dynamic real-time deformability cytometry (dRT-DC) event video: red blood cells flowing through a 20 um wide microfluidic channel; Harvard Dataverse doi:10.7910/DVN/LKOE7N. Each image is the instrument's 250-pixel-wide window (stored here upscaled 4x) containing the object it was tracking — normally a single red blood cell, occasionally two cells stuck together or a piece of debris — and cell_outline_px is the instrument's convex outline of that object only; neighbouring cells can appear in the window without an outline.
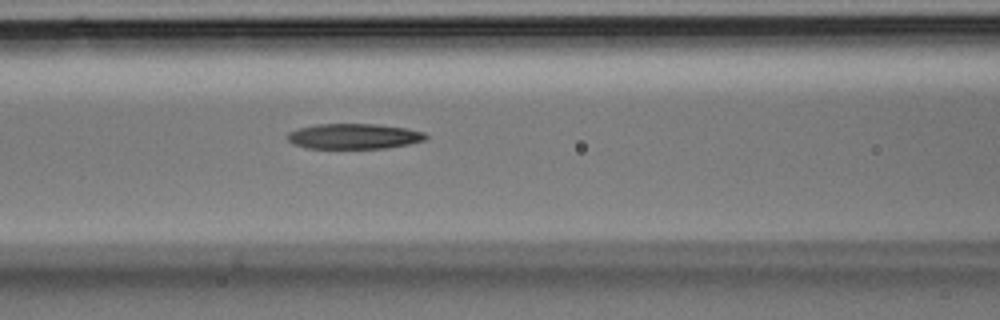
{"species": "Egyptian fruit bat (a non-hibernating species)", "species_latin": "Rousettus aegyptiacus", "temperature_condition": "room temperature", "stored_images_in_passage": 36, "camera_frame_rate_fps": 3000, "um_per_image_px": 0.085, "animal": {"sex": "male"}, "frame": {"image": 1, "passage_image": 15, "time_ms": 4.667, "image_size_px": [1000, 320], "cell_outline_px": [[428, 136], [424, 140], [408, 144], [384, 148], [308, 148], [292, 144], [288, 140], [288, 132], [300, 128], [316, 124], [376, 124], [408, 128], [424, 132]], "centroid_in_image_um": [30.09, 11.58], "position_along_channel_um": 136.5, "area_um2": 20.35}}
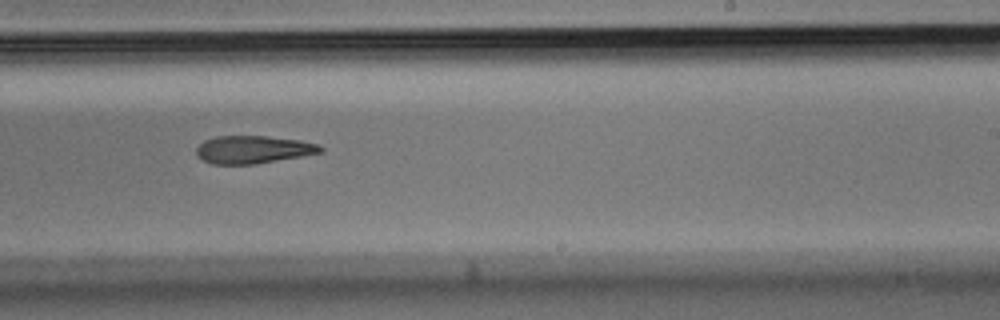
{"frame": {"image": 2, "passage_image": 22, "time_ms": 7.0, "image_size_px": [1000, 320], "cell_outline_px": [[324, 152], [256, 164], [212, 164], [196, 156], [196, 148], [204, 140], [216, 136], [264, 136], [300, 140], [320, 144], [324, 148]], "centroid_in_image_um": [21.53, 12.71], "position_along_channel_um": 267.5, "area_um2": 20.17}}
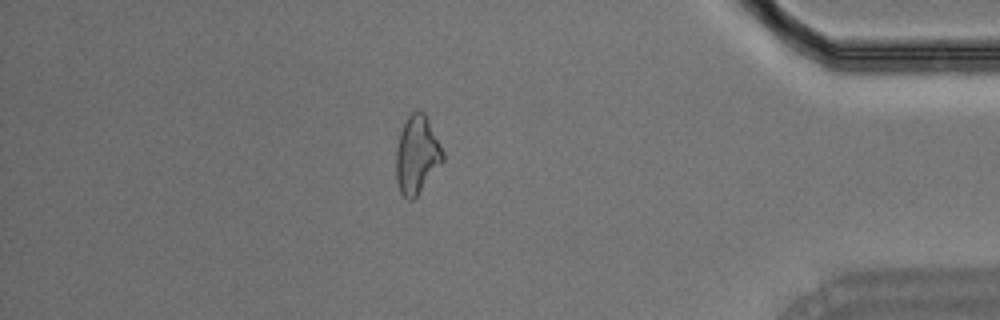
{"frame": {"image": 3, "passage_image": 31, "time_ms": 10.0, "image_size_px": [1000, 320], "cell_outline_px": [[444, 160], [416, 196], [412, 200], [408, 200], [400, 192], [396, 180], [396, 148], [400, 132], [408, 116], [416, 108], [424, 112], [444, 152]], "centroid_in_image_um": [35.42, 13.14], "position_along_channel_um": 399.8, "area_um2": 21.1}}